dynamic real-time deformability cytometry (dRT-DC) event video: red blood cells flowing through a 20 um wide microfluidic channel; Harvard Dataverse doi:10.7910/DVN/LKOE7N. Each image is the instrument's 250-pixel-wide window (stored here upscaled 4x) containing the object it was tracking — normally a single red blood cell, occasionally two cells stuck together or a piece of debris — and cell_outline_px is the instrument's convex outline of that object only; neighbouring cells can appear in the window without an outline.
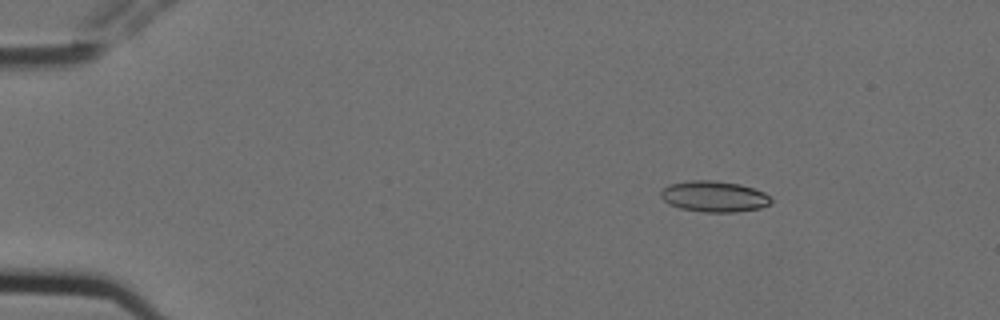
{"species": "Egyptian fruit bat (a non-hibernating species)", "species_latin": "Rousettus aegyptiacus", "temperature_condition": "cold", "stored_images_in_passage": 10, "camera_frame_rate_fps": 3000, "um_per_image_px": 0.085, "animal": {"sex": "female"}, "frame": {"image": 1, "passage_image": 2, "time_ms": 0.333, "image_size_px": [1000, 320], "cell_outline_px": [[772, 200], [768, 204], [760, 208], [736, 212], [704, 212], [680, 208], [668, 204], [660, 196], [660, 192], [668, 184], [688, 180], [712, 180], [740, 184], [764, 192]], "centroid_in_image_um": [60.66, 16.69], "position_along_channel_um": 24.3, "area_um2": 19.88}}
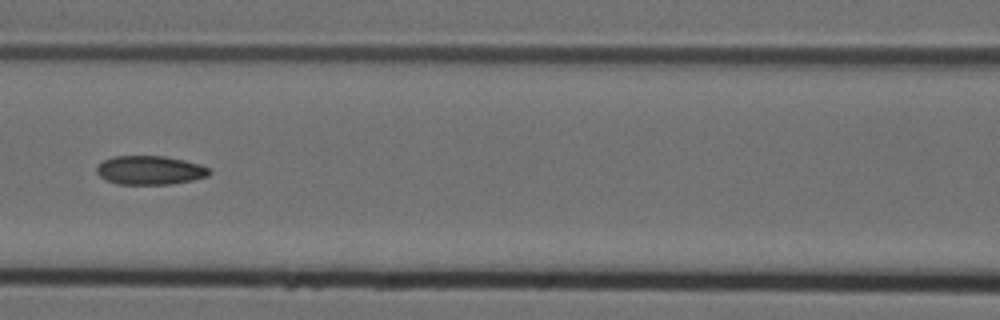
{"frame": {"image": 2, "passage_image": 7, "time_ms": 2.0, "image_size_px": [1000, 320], "cell_outline_px": [[212, 172], [208, 176], [192, 180], [172, 184], [116, 184], [104, 180], [96, 172], [96, 168], [104, 160], [112, 156], [164, 156], [184, 160], [200, 164], [208, 168]], "centroid_in_image_um": [12.74, 14.47], "position_along_channel_um": 153.9, "area_um2": 19.02}}
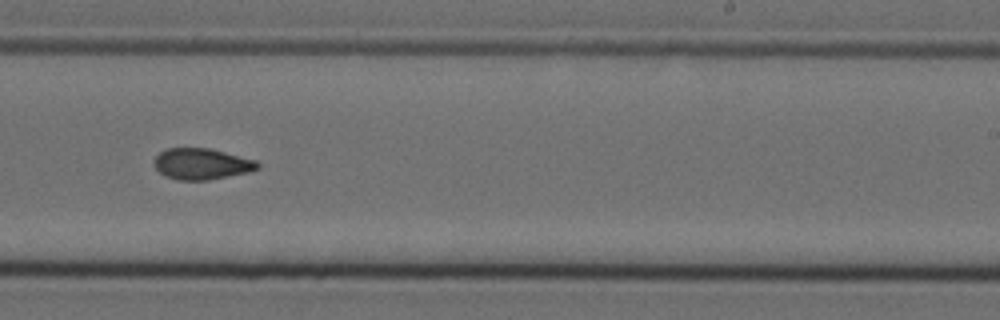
{"frame": {"image": 3, "passage_image": 10, "time_ms": 3.0, "image_size_px": [1000, 320], "cell_outline_px": [[260, 168], [248, 172], [208, 180], [176, 180], [164, 176], [152, 164], [152, 160], [160, 152], [168, 148], [208, 148], [256, 160], [260, 164]], "centroid_in_image_um": [17.11, 13.94], "position_along_channel_um": 271.9, "area_um2": 18.84}}